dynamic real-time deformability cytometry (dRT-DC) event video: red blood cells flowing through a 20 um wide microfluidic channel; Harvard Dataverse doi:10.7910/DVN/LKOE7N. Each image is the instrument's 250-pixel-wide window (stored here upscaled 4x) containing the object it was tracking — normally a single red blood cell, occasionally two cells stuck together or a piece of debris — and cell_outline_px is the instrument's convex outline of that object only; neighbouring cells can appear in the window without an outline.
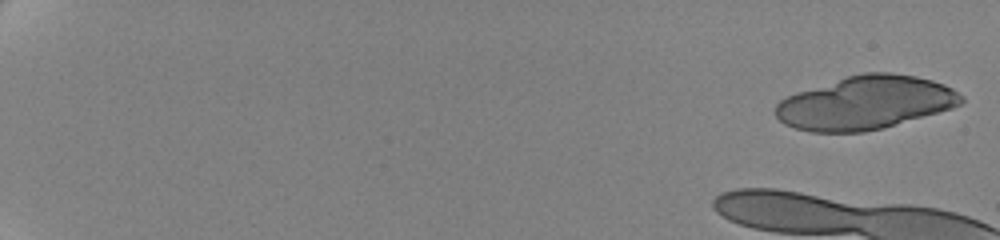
{"species": "human", "species_latin": "Homo sapiens", "temperature_condition": "cold", "stored_images_in_passage": 5, "camera_frame_rate_fps": 3000, "um_per_image_px": 0.085, "donor": {"sex": "female"}, "frame": {"image": 1, "passage_image": 1, "time_ms": 0.0, "image_size_px": [1000, 240], "cell_outline_px": [[964, 100], [960, 104], [952, 108], [884, 128], [864, 132], [812, 132], [796, 128], [784, 124], [776, 116], [776, 104], [780, 100], [796, 92], [848, 76], [864, 72], [892, 72], [916, 76], [932, 80], [944, 84], [952, 88], [964, 96]], "centroid_in_image_um": [73.58, 8.73], "position_along_channel_um": 11.4, "area_um2": 57.68}}